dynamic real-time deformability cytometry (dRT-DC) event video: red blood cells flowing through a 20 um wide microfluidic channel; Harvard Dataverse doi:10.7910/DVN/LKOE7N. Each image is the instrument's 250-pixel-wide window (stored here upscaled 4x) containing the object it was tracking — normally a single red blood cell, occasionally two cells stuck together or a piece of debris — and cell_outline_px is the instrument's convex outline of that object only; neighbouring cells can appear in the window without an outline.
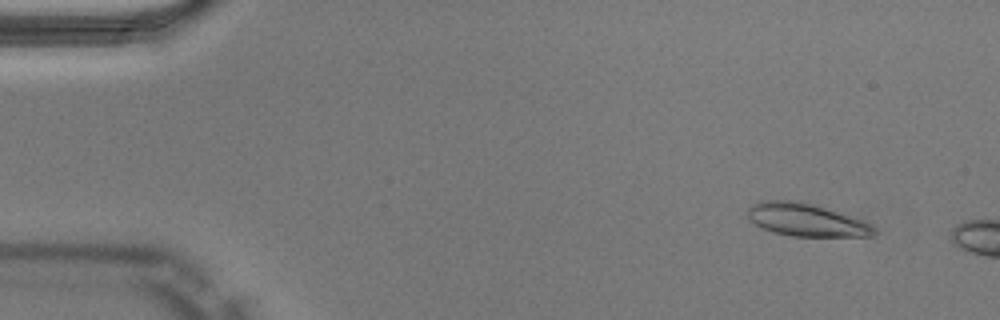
{"species": "Egyptian fruit bat (a non-hibernating species)", "species_latin": "Rousettus aegyptiacus", "temperature_condition": "warm", "stored_images_in_passage": 8, "camera_frame_rate_fps": 3000, "um_per_image_px": 0.085, "animal": {"sex": "male"}, "frame": {"image": 1, "passage_image": 4, "time_ms": 1.0, "image_size_px": [1000, 320], "cell_outline_px": [[876, 232], [872, 236], [792, 236], [772, 232], [756, 224], [748, 216], [748, 208], [752, 204], [760, 200], [800, 200], [872, 224], [876, 228]], "centroid_in_image_um": [68.5, 18.68], "position_along_channel_um": 16.5, "area_um2": 23.81}}